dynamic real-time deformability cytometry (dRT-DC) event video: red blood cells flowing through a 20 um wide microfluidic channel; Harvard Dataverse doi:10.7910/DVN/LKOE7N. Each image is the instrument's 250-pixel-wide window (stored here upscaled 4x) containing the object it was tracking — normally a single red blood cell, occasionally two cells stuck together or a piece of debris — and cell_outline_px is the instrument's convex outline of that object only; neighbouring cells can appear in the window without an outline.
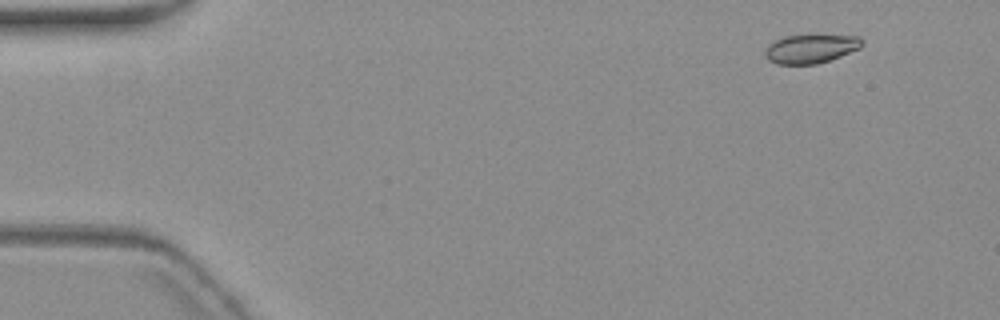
{"species": "common noctule bat (a hibernating species)", "species_latin": "Nyctalus noctula", "temperature_condition": "warm", "stored_images_in_passage": 6, "camera_frame_rate_fps": 3000, "um_per_image_px": 0.085, "animal": {"sex": "female", "body_mass_g": 19.3, "forearm_length_mm": 54.1}, "frame": {"image": 1, "passage_image": 1, "time_ms": 0.0, "image_size_px": [1000, 320], "cell_outline_px": [[864, 44], [860, 48], [840, 56], [816, 64], [776, 64], [768, 60], [764, 56], [764, 52], [768, 44], [784, 36], [812, 32], [860, 36], [864, 40]], "centroid_in_image_um": [68.94, 4.08], "position_along_channel_um": 16.1, "area_um2": 17.22}}
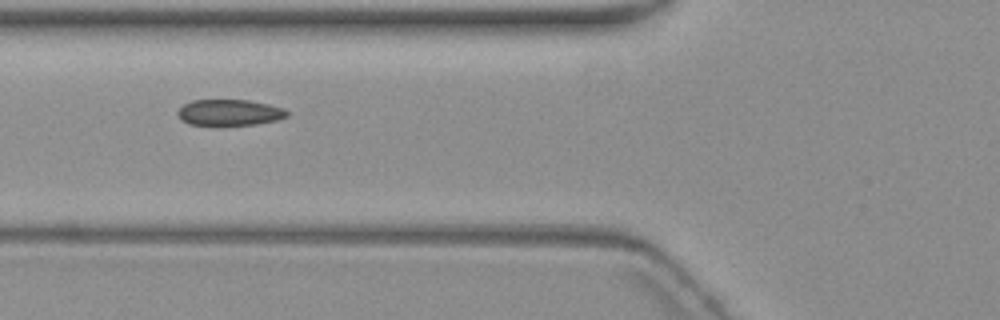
{"frame": {"image": 2, "passage_image": 5, "time_ms": 5.667, "image_size_px": [1000, 320], "cell_outline_px": [[288, 116], [276, 120], [256, 124], [188, 124], [176, 112], [184, 104], [192, 100], [248, 100], [268, 104], [284, 108], [288, 112]], "centroid_in_image_um": [19.53, 9.54], "position_along_channel_um": 106.3, "area_um2": 16.24}}
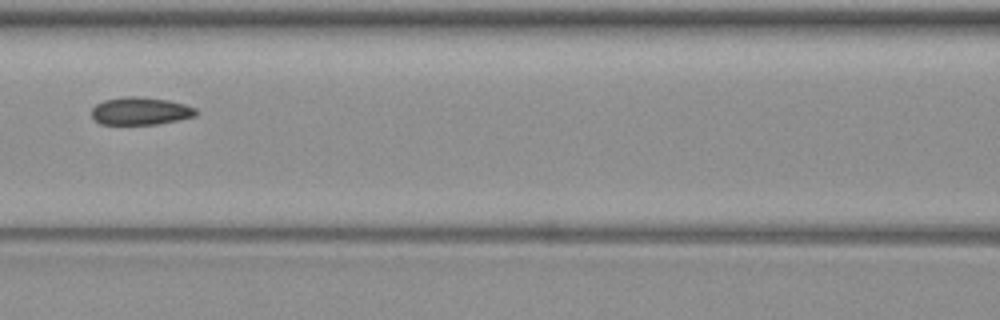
{"frame": {"image": 3, "passage_image": 6, "time_ms": 7.0, "image_size_px": [1000, 320], "cell_outline_px": [[200, 112], [196, 116], [180, 120], [156, 124], [100, 124], [92, 116], [92, 108], [96, 104], [104, 100], [128, 96], [140, 96], [168, 100], [184, 104], [196, 108]], "centroid_in_image_um": [11.98, 9.43], "position_along_channel_um": 154.6, "area_um2": 16.94}}